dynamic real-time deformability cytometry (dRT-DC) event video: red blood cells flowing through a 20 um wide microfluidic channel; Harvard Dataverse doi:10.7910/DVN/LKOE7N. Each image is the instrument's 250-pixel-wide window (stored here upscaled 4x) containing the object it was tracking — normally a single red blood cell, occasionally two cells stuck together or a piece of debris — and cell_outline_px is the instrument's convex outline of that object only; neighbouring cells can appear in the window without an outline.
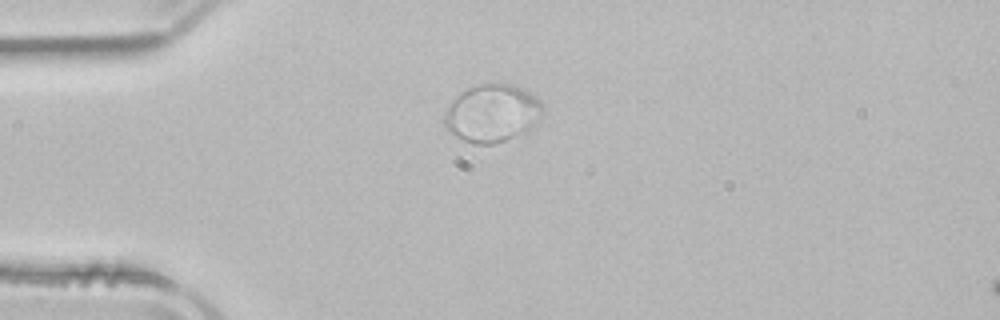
{"species": "common noctule bat (a hibernating species)", "species_latin": "Nyctalus noctula", "temperature_condition": "room temperature", "stored_images_in_passage": 53, "camera_frame_rate_fps": 3000, "um_per_image_px": 0.085, "animal": {"sex": "male", "body_mass_g": 21.5, "forearm_length_mm": 52.0}, "frame": {"image": 1, "passage_image": 14, "time_ms": 4.333, "image_size_px": [1000, 320], "cell_outline_px": [[544, 112], [528, 128], [504, 140], [492, 144], [472, 144], [456, 136], [444, 124], [444, 116], [452, 100], [460, 92], [468, 88], [480, 84], [516, 84], [524, 88], [536, 96], [540, 100], [544, 108]], "centroid_in_image_um": [41.83, 9.59], "position_along_channel_um": 43.2, "area_um2": 32.6}}
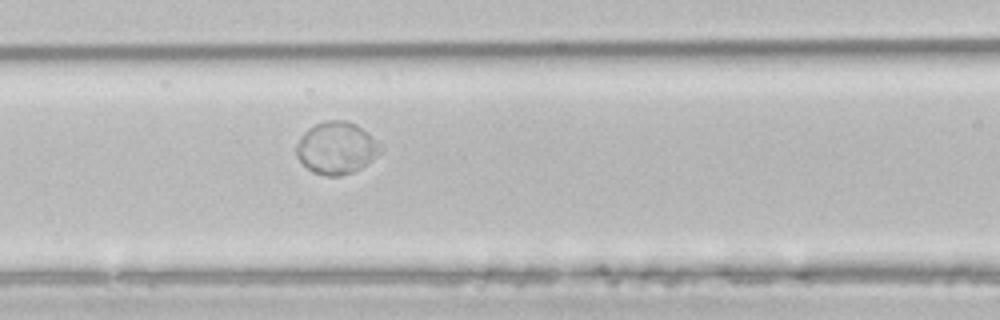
{"frame": {"image": 2, "passage_image": 23, "time_ms": 7.333, "image_size_px": [1000, 320], "cell_outline_px": [[384, 148], [380, 152], [360, 168], [352, 172], [340, 176], [324, 176], [312, 172], [296, 156], [296, 144], [300, 136], [308, 128], [316, 124], [328, 120], [344, 120], [356, 124], [368, 132]], "centroid_in_image_um": [28.58, 12.57], "position_along_channel_um": 138.0, "area_um2": 25.49}}
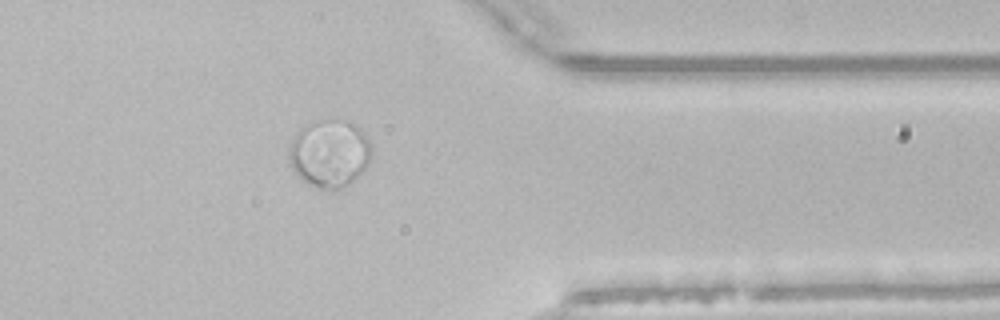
{"frame": {"image": 3, "passage_image": 43, "time_ms": 14.0, "image_size_px": [1000, 320], "cell_outline_px": [[372, 152], [368, 164], [356, 176], [340, 188], [320, 188], [304, 180], [292, 168], [288, 160], [288, 144], [292, 136], [304, 124], [320, 120], [348, 120], [360, 128], [364, 132], [372, 148]], "centroid_in_image_um": [27.97, 12.97], "position_along_channel_um": 383.4, "area_um2": 32.31}}